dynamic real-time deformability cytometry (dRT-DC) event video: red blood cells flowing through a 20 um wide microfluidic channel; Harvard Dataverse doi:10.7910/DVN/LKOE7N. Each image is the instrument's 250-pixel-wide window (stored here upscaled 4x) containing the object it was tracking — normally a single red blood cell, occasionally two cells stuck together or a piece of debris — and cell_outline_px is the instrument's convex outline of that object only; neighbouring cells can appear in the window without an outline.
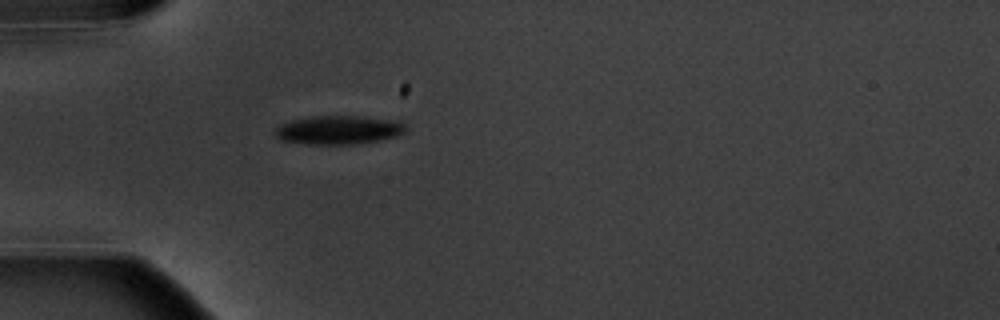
{"species": "common noctule bat (a hibernating species)", "species_latin": "Nyctalus noctula", "temperature_condition": "warm", "stored_images_in_passage": 1, "camera_frame_rate_fps": 3000, "um_per_image_px": 0.085, "animal": {"sex": "male", "body_mass_g": 20.1, "forearm_length_mm": 53.5}, "frame": {"image": 1, "passage_image": 1, "time_ms": 0.0, "image_size_px": [1000, 320], "cell_outline_px": [[404, 132], [396, 136], [376, 140], [352, 144], [308, 144], [280, 140], [276, 136], [276, 128], [280, 124], [292, 120], [312, 116], [356, 116], [388, 120], [404, 124]], "centroid_in_image_um": [28.69, 11.05], "position_along_channel_um": 56.3, "area_um2": 21.27}}